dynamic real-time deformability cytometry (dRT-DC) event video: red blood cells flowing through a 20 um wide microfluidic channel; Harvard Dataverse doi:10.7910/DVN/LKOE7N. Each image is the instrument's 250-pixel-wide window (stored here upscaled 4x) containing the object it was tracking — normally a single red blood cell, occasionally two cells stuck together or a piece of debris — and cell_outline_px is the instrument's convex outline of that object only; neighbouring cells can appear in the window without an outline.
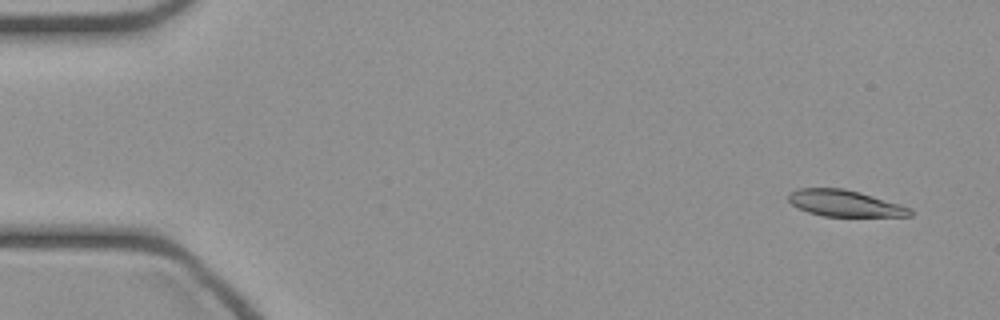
{"species": "common noctule bat (a hibernating species)", "species_latin": "Nyctalus noctula", "temperature_condition": "cold", "stored_images_in_passage": 45, "camera_frame_rate_fps": 3000, "um_per_image_px": 0.085, "animal": {"sex": "female", "body_mass_g": 21.9}, "frame": {"image": 1, "passage_image": 1, "time_ms": 0.0, "image_size_px": [1000, 320], "cell_outline_px": [[912, 216], [824, 216], [808, 212], [792, 204], [788, 200], [788, 196], [796, 188], [844, 188], [860, 192], [900, 204], [912, 208]], "centroid_in_image_um": [71.82, 17.27], "position_along_channel_um": 13.2, "area_um2": 18.61}}
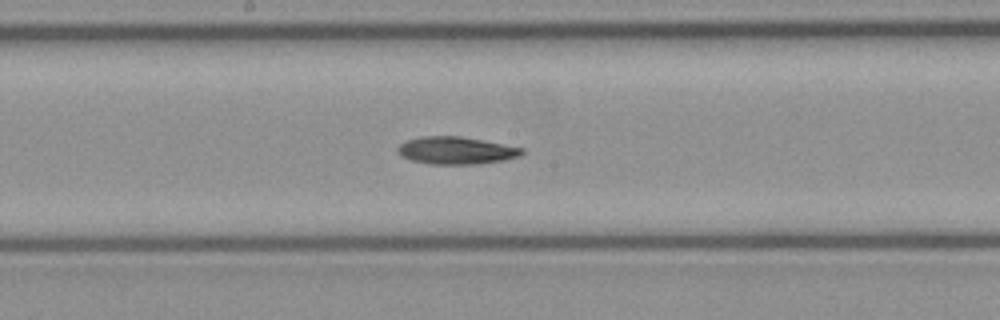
{"frame": {"image": 2, "passage_image": 23, "time_ms": 7.333, "image_size_px": [1000, 320], "cell_outline_px": [[524, 152], [520, 156], [504, 160], [480, 164], [428, 164], [412, 160], [400, 156], [396, 152], [396, 148], [400, 144], [408, 140], [420, 136], [460, 136], [524, 148]], "centroid_in_image_um": [38.74, 12.8], "position_along_channel_um": 209.5, "area_um2": 19.94}}
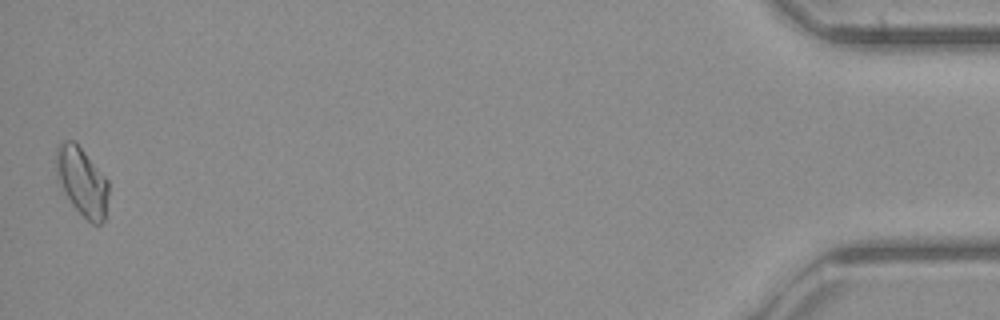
{"frame": {"image": 3, "passage_image": 45, "time_ms": 14.667, "image_size_px": [1000, 320], "cell_outline_px": [[108, 196], [104, 220], [100, 224], [92, 224], [72, 204], [56, 176], [56, 148], [60, 140], [76, 140], [108, 180]], "centroid_in_image_um": [6.97, 15.37], "position_along_channel_um": 428.2, "area_um2": 20.92}}